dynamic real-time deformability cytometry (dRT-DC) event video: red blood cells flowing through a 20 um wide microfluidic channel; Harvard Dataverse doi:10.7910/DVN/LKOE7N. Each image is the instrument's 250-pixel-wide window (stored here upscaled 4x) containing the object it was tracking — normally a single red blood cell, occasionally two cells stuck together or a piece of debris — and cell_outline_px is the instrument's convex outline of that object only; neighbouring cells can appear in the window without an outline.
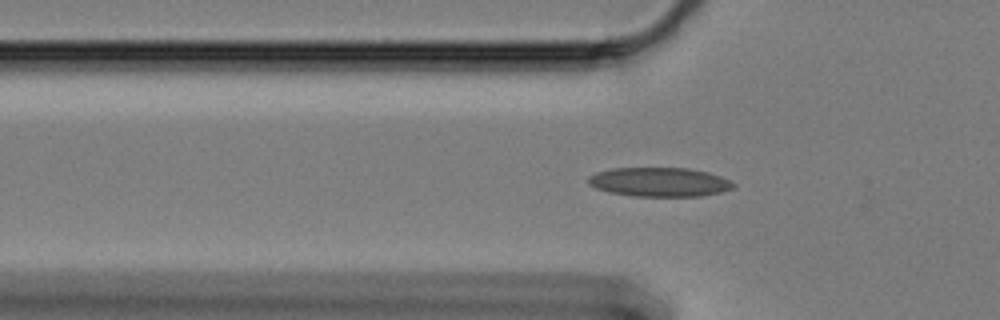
{"species": "Egyptian fruit bat (a non-hibernating species)", "species_latin": "Rousettus aegyptiacus", "temperature_condition": "cold", "stored_images_in_passage": 52, "camera_frame_rate_fps": 3000, "um_per_image_px": 0.085, "animal": {"sex": "female"}, "frame": {"image": 1, "passage_image": 19, "time_ms": 6.0, "image_size_px": [1000, 320], "cell_outline_px": [[736, 184], [732, 188], [720, 192], [704, 196], [632, 196], [608, 192], [596, 188], [588, 184], [588, 176], [596, 172], [612, 168], [688, 168], [708, 172], [720, 176]], "centroid_in_image_um": [56.02, 15.47], "position_along_channel_um": 69.8, "area_um2": 24.68}}
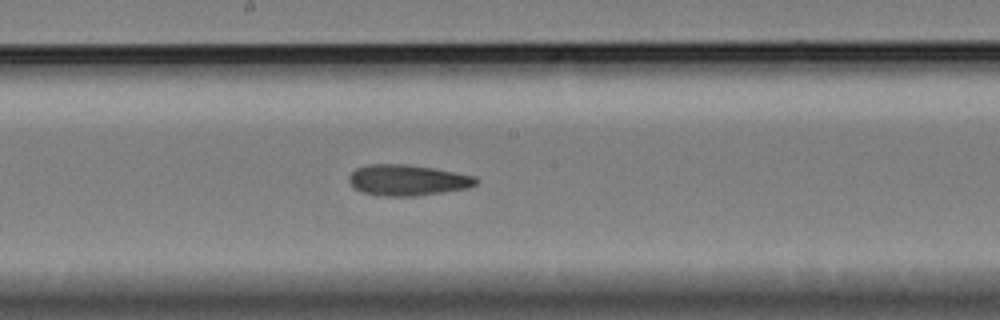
{"frame": {"image": 2, "passage_image": 32, "time_ms": 10.333, "image_size_px": [1000, 320], "cell_outline_px": [[480, 180], [476, 184], [468, 188], [444, 192], [416, 196], [380, 196], [360, 192], [348, 180], [348, 176], [356, 168], [368, 164], [408, 164], [436, 168], [476, 176]], "centroid_in_image_um": [34.66, 15.31], "position_along_channel_um": 213.5, "area_um2": 23.18}}
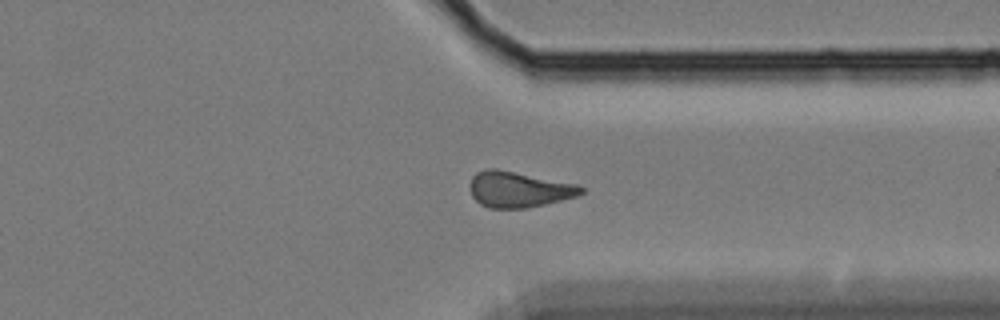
{"frame": {"image": 3, "passage_image": 46, "time_ms": 15.0, "image_size_px": [1000, 320], "cell_outline_px": [[584, 192], [576, 196], [544, 204], [524, 208], [488, 208], [480, 204], [472, 196], [472, 176], [476, 172], [484, 168], [496, 168], [580, 184], [584, 188]], "centroid_in_image_um": [44.11, 16.08], "position_along_channel_um": 367.3, "area_um2": 23.18}}